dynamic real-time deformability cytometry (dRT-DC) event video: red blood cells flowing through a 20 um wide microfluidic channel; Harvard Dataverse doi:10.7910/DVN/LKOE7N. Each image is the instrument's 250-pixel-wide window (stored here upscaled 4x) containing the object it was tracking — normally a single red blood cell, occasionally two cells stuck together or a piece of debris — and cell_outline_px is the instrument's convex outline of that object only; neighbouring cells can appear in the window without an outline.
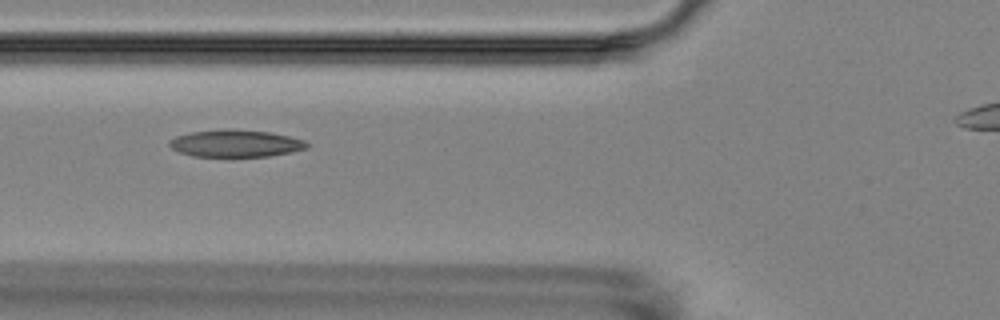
{"species": "Egyptian fruit bat (a non-hibernating species)", "species_latin": "Rousettus aegyptiacus", "temperature_condition": "room temperature", "stored_images_in_passage": 15, "camera_frame_rate_fps": 3000, "um_per_image_px": 0.085, "animal": {"sex": "female"}, "frame": {"image": 1, "passage_image": 6, "time_ms": 5.667, "image_size_px": [1000, 320], "cell_outline_px": [[308, 148], [268, 156], [228, 160], [192, 156], [180, 152], [172, 148], [168, 144], [168, 140], [176, 136], [192, 132], [224, 128], [232, 128], [272, 132], [304, 140], [308, 144]], "centroid_in_image_um": [19.98, 12.23], "position_along_channel_um": 105.8, "area_um2": 22.89}}
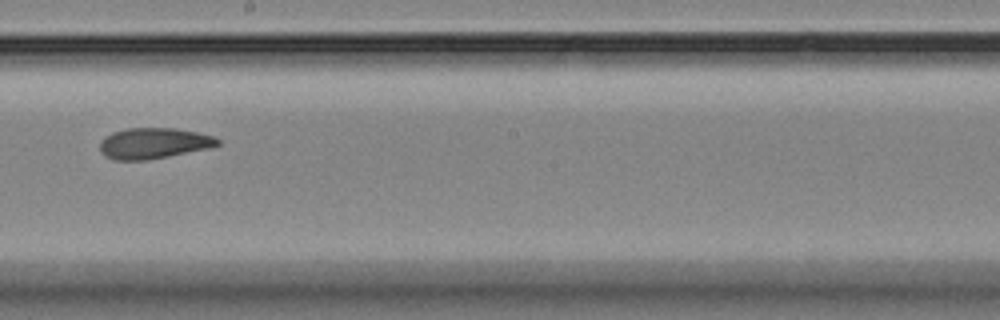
{"frame": {"image": 2, "passage_image": 9, "time_ms": 9.333, "image_size_px": [1000, 320], "cell_outline_px": [[220, 144], [212, 148], [148, 160], [112, 160], [104, 156], [100, 152], [100, 140], [104, 136], [112, 132], [128, 128], [176, 128], [196, 132], [212, 136], [220, 140]], "centroid_in_image_um": [13.04, 12.18], "position_along_channel_um": 235.2, "area_um2": 21.44}}
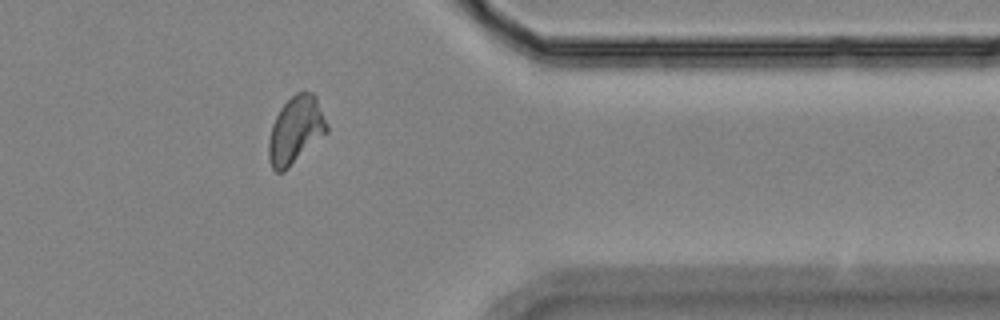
{"frame": {"image": 3, "passage_image": 13, "time_ms": 14.0, "image_size_px": [1000, 320], "cell_outline_px": [[328, 132], [284, 172], [276, 172], [272, 168], [268, 156], [268, 140], [272, 124], [280, 108], [296, 92], [312, 92], [316, 96], [328, 124]], "centroid_in_image_um": [25.13, 11.07], "position_along_channel_um": 386.3, "area_um2": 22.89}, "authors_computed_cell_mechanics": {"area_um2": 22.542, "velocity_mm_per_s": 3.5294, "shape_relaxation_time_tau1_ms": null, "shape_relaxation_time_tau2_ms": 2.635, "deformation_change_tau1": null, "deformation_change_tau2": 0.0921}}